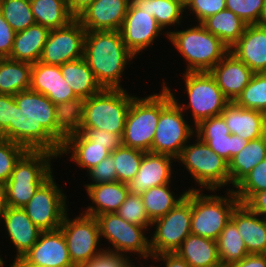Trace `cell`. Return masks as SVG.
<instances>
[{"mask_svg":"<svg viewBox=\"0 0 266 267\" xmlns=\"http://www.w3.org/2000/svg\"><path fill=\"white\" fill-rule=\"evenodd\" d=\"M55 104L31 89L13 96V115L0 138L20 144L27 150H44L60 154L56 141Z\"/></svg>","mask_w":266,"mask_h":267,"instance_id":"cell-1","label":"cell"},{"mask_svg":"<svg viewBox=\"0 0 266 267\" xmlns=\"http://www.w3.org/2000/svg\"><path fill=\"white\" fill-rule=\"evenodd\" d=\"M83 58L97 82L107 89H126L122 85L125 72L138 60L124 44L120 31H86Z\"/></svg>","mask_w":266,"mask_h":267,"instance_id":"cell-2","label":"cell"},{"mask_svg":"<svg viewBox=\"0 0 266 267\" xmlns=\"http://www.w3.org/2000/svg\"><path fill=\"white\" fill-rule=\"evenodd\" d=\"M187 23L181 24L178 27L181 29L177 28L168 35V45L171 43L172 49L178 52L177 56L182 58L183 72H209L230 48L201 23Z\"/></svg>","mask_w":266,"mask_h":267,"instance_id":"cell-3","label":"cell"},{"mask_svg":"<svg viewBox=\"0 0 266 267\" xmlns=\"http://www.w3.org/2000/svg\"><path fill=\"white\" fill-rule=\"evenodd\" d=\"M180 75V80L183 81V86H180L184 90L180 98L186 96L188 101L186 98L181 100L176 95L177 91H173L171 83L166 82L168 79H162L159 84L169 91L172 99L195 126L202 120L222 114L230 101L224 96L210 72H182Z\"/></svg>","mask_w":266,"mask_h":267,"instance_id":"cell-4","label":"cell"},{"mask_svg":"<svg viewBox=\"0 0 266 267\" xmlns=\"http://www.w3.org/2000/svg\"><path fill=\"white\" fill-rule=\"evenodd\" d=\"M192 139L183 147L176 159L179 166L175 167L176 171H181L178 177H182L181 174L185 172L184 175L190 176L189 180L195 184L187 190H230L229 162L216 154L198 136L195 135ZM180 166L186 170L179 169Z\"/></svg>","mask_w":266,"mask_h":267,"instance_id":"cell-5","label":"cell"},{"mask_svg":"<svg viewBox=\"0 0 266 267\" xmlns=\"http://www.w3.org/2000/svg\"><path fill=\"white\" fill-rule=\"evenodd\" d=\"M57 159L58 157L49 151L27 150L17 161L9 180L4 184L7 207L23 208L39 186L55 172L53 165Z\"/></svg>","mask_w":266,"mask_h":267,"instance_id":"cell-6","label":"cell"},{"mask_svg":"<svg viewBox=\"0 0 266 267\" xmlns=\"http://www.w3.org/2000/svg\"><path fill=\"white\" fill-rule=\"evenodd\" d=\"M161 87L159 93L137 95L131 101L122 135L124 146L151 152L160 112L173 100L169 91Z\"/></svg>","mask_w":266,"mask_h":267,"instance_id":"cell-7","label":"cell"},{"mask_svg":"<svg viewBox=\"0 0 266 267\" xmlns=\"http://www.w3.org/2000/svg\"><path fill=\"white\" fill-rule=\"evenodd\" d=\"M224 191L207 190L206 193V190H191L192 234L217 241L240 203L233 190Z\"/></svg>","mask_w":266,"mask_h":267,"instance_id":"cell-8","label":"cell"},{"mask_svg":"<svg viewBox=\"0 0 266 267\" xmlns=\"http://www.w3.org/2000/svg\"><path fill=\"white\" fill-rule=\"evenodd\" d=\"M96 219L99 224L101 242H106L103 243L105 251L123 255L130 260L151 259L148 228L129 223L117 213L101 214L96 216Z\"/></svg>","mask_w":266,"mask_h":267,"instance_id":"cell-9","label":"cell"},{"mask_svg":"<svg viewBox=\"0 0 266 267\" xmlns=\"http://www.w3.org/2000/svg\"><path fill=\"white\" fill-rule=\"evenodd\" d=\"M128 91L103 88L87 98L80 128H97L123 135L131 101L138 95Z\"/></svg>","mask_w":266,"mask_h":267,"instance_id":"cell-10","label":"cell"},{"mask_svg":"<svg viewBox=\"0 0 266 267\" xmlns=\"http://www.w3.org/2000/svg\"><path fill=\"white\" fill-rule=\"evenodd\" d=\"M72 211L65 214L59 229L65 237L73 265L83 267L105 250L96 217L78 211L79 215L71 218Z\"/></svg>","mask_w":266,"mask_h":267,"instance_id":"cell-11","label":"cell"},{"mask_svg":"<svg viewBox=\"0 0 266 267\" xmlns=\"http://www.w3.org/2000/svg\"><path fill=\"white\" fill-rule=\"evenodd\" d=\"M53 172L23 207L27 216L42 231L59 229L65 214L71 209L67 191L55 180Z\"/></svg>","mask_w":266,"mask_h":267,"instance_id":"cell-12","label":"cell"},{"mask_svg":"<svg viewBox=\"0 0 266 267\" xmlns=\"http://www.w3.org/2000/svg\"><path fill=\"white\" fill-rule=\"evenodd\" d=\"M191 234V190L165 216L152 222L150 230L151 254L176 252Z\"/></svg>","mask_w":266,"mask_h":267,"instance_id":"cell-13","label":"cell"},{"mask_svg":"<svg viewBox=\"0 0 266 267\" xmlns=\"http://www.w3.org/2000/svg\"><path fill=\"white\" fill-rule=\"evenodd\" d=\"M195 136V125L172 100L161 112L151 152L177 159L183 147Z\"/></svg>","mask_w":266,"mask_h":267,"instance_id":"cell-14","label":"cell"},{"mask_svg":"<svg viewBox=\"0 0 266 267\" xmlns=\"http://www.w3.org/2000/svg\"><path fill=\"white\" fill-rule=\"evenodd\" d=\"M119 31L126 47L137 58L148 50L153 51L150 47L155 48L154 45L159 39L161 40L165 37L168 40V33L161 28L155 17L138 9L132 2Z\"/></svg>","mask_w":266,"mask_h":267,"instance_id":"cell-15","label":"cell"},{"mask_svg":"<svg viewBox=\"0 0 266 267\" xmlns=\"http://www.w3.org/2000/svg\"><path fill=\"white\" fill-rule=\"evenodd\" d=\"M85 35V28L76 18L65 27L51 29L39 61L60 66L82 58Z\"/></svg>","mask_w":266,"mask_h":267,"instance_id":"cell-16","label":"cell"},{"mask_svg":"<svg viewBox=\"0 0 266 267\" xmlns=\"http://www.w3.org/2000/svg\"><path fill=\"white\" fill-rule=\"evenodd\" d=\"M19 267H75L60 229L42 231L38 241L18 262Z\"/></svg>","mask_w":266,"mask_h":267,"instance_id":"cell-17","label":"cell"},{"mask_svg":"<svg viewBox=\"0 0 266 267\" xmlns=\"http://www.w3.org/2000/svg\"><path fill=\"white\" fill-rule=\"evenodd\" d=\"M175 164L174 157L145 152L138 173L127 184L129 193L141 195L152 187L175 183L176 174L180 173L175 171Z\"/></svg>","mask_w":266,"mask_h":267,"instance_id":"cell-18","label":"cell"},{"mask_svg":"<svg viewBox=\"0 0 266 267\" xmlns=\"http://www.w3.org/2000/svg\"><path fill=\"white\" fill-rule=\"evenodd\" d=\"M1 226L6 233V239L10 241L7 242L11 244L9 247L12 246L16 253V255H11L13 257L9 261L17 263L38 241L42 232L27 216L23 208L7 207Z\"/></svg>","mask_w":266,"mask_h":267,"instance_id":"cell-19","label":"cell"},{"mask_svg":"<svg viewBox=\"0 0 266 267\" xmlns=\"http://www.w3.org/2000/svg\"><path fill=\"white\" fill-rule=\"evenodd\" d=\"M131 0H95L76 19L86 31H119Z\"/></svg>","mask_w":266,"mask_h":267,"instance_id":"cell-20","label":"cell"},{"mask_svg":"<svg viewBox=\"0 0 266 267\" xmlns=\"http://www.w3.org/2000/svg\"><path fill=\"white\" fill-rule=\"evenodd\" d=\"M195 135L228 162L249 143L231 134L221 115L202 120L195 126Z\"/></svg>","mask_w":266,"mask_h":267,"instance_id":"cell-21","label":"cell"},{"mask_svg":"<svg viewBox=\"0 0 266 267\" xmlns=\"http://www.w3.org/2000/svg\"><path fill=\"white\" fill-rule=\"evenodd\" d=\"M209 72L230 102L237 99L254 74L230 51Z\"/></svg>","mask_w":266,"mask_h":267,"instance_id":"cell-22","label":"cell"},{"mask_svg":"<svg viewBox=\"0 0 266 267\" xmlns=\"http://www.w3.org/2000/svg\"><path fill=\"white\" fill-rule=\"evenodd\" d=\"M29 89L47 96L55 105L78 98L62 77L60 66L40 61L32 64Z\"/></svg>","mask_w":266,"mask_h":267,"instance_id":"cell-23","label":"cell"},{"mask_svg":"<svg viewBox=\"0 0 266 267\" xmlns=\"http://www.w3.org/2000/svg\"><path fill=\"white\" fill-rule=\"evenodd\" d=\"M90 205H81V212L96 217L101 214L116 213L129 195L128 186L119 181L83 185ZM92 202V203H91Z\"/></svg>","mask_w":266,"mask_h":267,"instance_id":"cell-24","label":"cell"},{"mask_svg":"<svg viewBox=\"0 0 266 267\" xmlns=\"http://www.w3.org/2000/svg\"><path fill=\"white\" fill-rule=\"evenodd\" d=\"M254 73H266V27L247 25L243 35L230 48Z\"/></svg>","mask_w":266,"mask_h":267,"instance_id":"cell-25","label":"cell"},{"mask_svg":"<svg viewBox=\"0 0 266 267\" xmlns=\"http://www.w3.org/2000/svg\"><path fill=\"white\" fill-rule=\"evenodd\" d=\"M111 154L105 146L89 140L82 132H77L67 137L61 145L59 162L62 158L68 159L69 164H74L79 170L88 171L95 167L100 161ZM70 156V157H69ZM72 161V162H71Z\"/></svg>","mask_w":266,"mask_h":267,"instance_id":"cell-26","label":"cell"},{"mask_svg":"<svg viewBox=\"0 0 266 267\" xmlns=\"http://www.w3.org/2000/svg\"><path fill=\"white\" fill-rule=\"evenodd\" d=\"M230 220L237 226L248 254H266V218L239 203Z\"/></svg>","mask_w":266,"mask_h":267,"instance_id":"cell-27","label":"cell"},{"mask_svg":"<svg viewBox=\"0 0 266 267\" xmlns=\"http://www.w3.org/2000/svg\"><path fill=\"white\" fill-rule=\"evenodd\" d=\"M221 116L233 135L249 141L265 135L262 111L242 108L235 102H229Z\"/></svg>","mask_w":266,"mask_h":267,"instance_id":"cell-28","label":"cell"},{"mask_svg":"<svg viewBox=\"0 0 266 267\" xmlns=\"http://www.w3.org/2000/svg\"><path fill=\"white\" fill-rule=\"evenodd\" d=\"M49 32V28L37 23L17 32L9 59L31 64L38 62Z\"/></svg>","mask_w":266,"mask_h":267,"instance_id":"cell-29","label":"cell"},{"mask_svg":"<svg viewBox=\"0 0 266 267\" xmlns=\"http://www.w3.org/2000/svg\"><path fill=\"white\" fill-rule=\"evenodd\" d=\"M175 184L168 183L152 187L141 194L143 205L151 222L165 216L185 197L188 186H184L185 188L183 187L178 191V187H174L176 186Z\"/></svg>","mask_w":266,"mask_h":267,"instance_id":"cell-30","label":"cell"},{"mask_svg":"<svg viewBox=\"0 0 266 267\" xmlns=\"http://www.w3.org/2000/svg\"><path fill=\"white\" fill-rule=\"evenodd\" d=\"M176 253L191 267H212L220 263L217 241L189 234Z\"/></svg>","mask_w":266,"mask_h":267,"instance_id":"cell-31","label":"cell"},{"mask_svg":"<svg viewBox=\"0 0 266 267\" xmlns=\"http://www.w3.org/2000/svg\"><path fill=\"white\" fill-rule=\"evenodd\" d=\"M131 2L138 9L155 17L157 23L168 35L187 22L185 9L177 0H131Z\"/></svg>","mask_w":266,"mask_h":267,"instance_id":"cell-32","label":"cell"},{"mask_svg":"<svg viewBox=\"0 0 266 267\" xmlns=\"http://www.w3.org/2000/svg\"><path fill=\"white\" fill-rule=\"evenodd\" d=\"M60 70L78 98L87 99L103 89L83 57L60 65Z\"/></svg>","mask_w":266,"mask_h":267,"instance_id":"cell-33","label":"cell"},{"mask_svg":"<svg viewBox=\"0 0 266 267\" xmlns=\"http://www.w3.org/2000/svg\"><path fill=\"white\" fill-rule=\"evenodd\" d=\"M266 159V135L249 143L229 161L230 190Z\"/></svg>","mask_w":266,"mask_h":267,"instance_id":"cell-34","label":"cell"},{"mask_svg":"<svg viewBox=\"0 0 266 267\" xmlns=\"http://www.w3.org/2000/svg\"><path fill=\"white\" fill-rule=\"evenodd\" d=\"M86 99L76 98L55 105L56 141L62 145L65 139L80 131Z\"/></svg>","mask_w":266,"mask_h":267,"instance_id":"cell-35","label":"cell"},{"mask_svg":"<svg viewBox=\"0 0 266 267\" xmlns=\"http://www.w3.org/2000/svg\"><path fill=\"white\" fill-rule=\"evenodd\" d=\"M207 31L231 48L243 35L247 24L230 10H222L201 23Z\"/></svg>","mask_w":266,"mask_h":267,"instance_id":"cell-36","label":"cell"},{"mask_svg":"<svg viewBox=\"0 0 266 267\" xmlns=\"http://www.w3.org/2000/svg\"><path fill=\"white\" fill-rule=\"evenodd\" d=\"M32 64L9 58L0 60V94L16 95L30 88Z\"/></svg>","mask_w":266,"mask_h":267,"instance_id":"cell-37","label":"cell"},{"mask_svg":"<svg viewBox=\"0 0 266 267\" xmlns=\"http://www.w3.org/2000/svg\"><path fill=\"white\" fill-rule=\"evenodd\" d=\"M30 4L35 22L50 30L65 27L75 19L66 0H30Z\"/></svg>","mask_w":266,"mask_h":267,"instance_id":"cell-38","label":"cell"},{"mask_svg":"<svg viewBox=\"0 0 266 267\" xmlns=\"http://www.w3.org/2000/svg\"><path fill=\"white\" fill-rule=\"evenodd\" d=\"M219 260L231 264L242 260L248 255L246 246L237 226L230 220L217 239Z\"/></svg>","mask_w":266,"mask_h":267,"instance_id":"cell-39","label":"cell"},{"mask_svg":"<svg viewBox=\"0 0 266 267\" xmlns=\"http://www.w3.org/2000/svg\"><path fill=\"white\" fill-rule=\"evenodd\" d=\"M0 12L16 33L36 23L30 0H0Z\"/></svg>","mask_w":266,"mask_h":267,"instance_id":"cell-40","label":"cell"},{"mask_svg":"<svg viewBox=\"0 0 266 267\" xmlns=\"http://www.w3.org/2000/svg\"><path fill=\"white\" fill-rule=\"evenodd\" d=\"M144 151L122 145L111 155L117 173V181L128 184L138 173Z\"/></svg>","mask_w":266,"mask_h":267,"instance_id":"cell-41","label":"cell"},{"mask_svg":"<svg viewBox=\"0 0 266 267\" xmlns=\"http://www.w3.org/2000/svg\"><path fill=\"white\" fill-rule=\"evenodd\" d=\"M234 102L242 108L266 110V73H254Z\"/></svg>","mask_w":266,"mask_h":267,"instance_id":"cell-42","label":"cell"},{"mask_svg":"<svg viewBox=\"0 0 266 267\" xmlns=\"http://www.w3.org/2000/svg\"><path fill=\"white\" fill-rule=\"evenodd\" d=\"M266 190V159L258 163L233 191L239 202L244 204L254 193Z\"/></svg>","mask_w":266,"mask_h":267,"instance_id":"cell-43","label":"cell"},{"mask_svg":"<svg viewBox=\"0 0 266 267\" xmlns=\"http://www.w3.org/2000/svg\"><path fill=\"white\" fill-rule=\"evenodd\" d=\"M27 151L25 147L8 139L0 138V183L5 184L14 170L15 164Z\"/></svg>","mask_w":266,"mask_h":267,"instance_id":"cell-44","label":"cell"},{"mask_svg":"<svg viewBox=\"0 0 266 267\" xmlns=\"http://www.w3.org/2000/svg\"><path fill=\"white\" fill-rule=\"evenodd\" d=\"M116 213L129 223L151 229L152 222L147 216L141 195L129 193Z\"/></svg>","mask_w":266,"mask_h":267,"instance_id":"cell-45","label":"cell"},{"mask_svg":"<svg viewBox=\"0 0 266 267\" xmlns=\"http://www.w3.org/2000/svg\"><path fill=\"white\" fill-rule=\"evenodd\" d=\"M265 0H226V9L235 13L247 25L258 24Z\"/></svg>","mask_w":266,"mask_h":267,"instance_id":"cell-46","label":"cell"},{"mask_svg":"<svg viewBox=\"0 0 266 267\" xmlns=\"http://www.w3.org/2000/svg\"><path fill=\"white\" fill-rule=\"evenodd\" d=\"M225 9L226 0H194L185 10L186 20L189 19V22L202 23L209 16ZM189 16L190 18H188Z\"/></svg>","mask_w":266,"mask_h":267,"instance_id":"cell-47","label":"cell"},{"mask_svg":"<svg viewBox=\"0 0 266 267\" xmlns=\"http://www.w3.org/2000/svg\"><path fill=\"white\" fill-rule=\"evenodd\" d=\"M87 173V174H86ZM85 173L87 183L83 185H96L99 183H107L117 181V173L114 165L113 156L110 154L107 158L100 161L95 167ZM90 182H89V181Z\"/></svg>","mask_w":266,"mask_h":267,"instance_id":"cell-48","label":"cell"},{"mask_svg":"<svg viewBox=\"0 0 266 267\" xmlns=\"http://www.w3.org/2000/svg\"><path fill=\"white\" fill-rule=\"evenodd\" d=\"M79 132H82L94 143L105 146L111 153L123 145L122 135L107 132L106 130L104 131L97 128H80Z\"/></svg>","mask_w":266,"mask_h":267,"instance_id":"cell-49","label":"cell"},{"mask_svg":"<svg viewBox=\"0 0 266 267\" xmlns=\"http://www.w3.org/2000/svg\"><path fill=\"white\" fill-rule=\"evenodd\" d=\"M16 32L0 12V57L9 58Z\"/></svg>","mask_w":266,"mask_h":267,"instance_id":"cell-50","label":"cell"},{"mask_svg":"<svg viewBox=\"0 0 266 267\" xmlns=\"http://www.w3.org/2000/svg\"><path fill=\"white\" fill-rule=\"evenodd\" d=\"M128 260L123 255L104 251L83 267H123Z\"/></svg>","mask_w":266,"mask_h":267,"instance_id":"cell-51","label":"cell"},{"mask_svg":"<svg viewBox=\"0 0 266 267\" xmlns=\"http://www.w3.org/2000/svg\"><path fill=\"white\" fill-rule=\"evenodd\" d=\"M148 263H151L152 267H191L176 252L153 255Z\"/></svg>","mask_w":266,"mask_h":267,"instance_id":"cell-52","label":"cell"},{"mask_svg":"<svg viewBox=\"0 0 266 267\" xmlns=\"http://www.w3.org/2000/svg\"><path fill=\"white\" fill-rule=\"evenodd\" d=\"M13 115V95L0 94V135L8 128Z\"/></svg>","mask_w":266,"mask_h":267,"instance_id":"cell-53","label":"cell"},{"mask_svg":"<svg viewBox=\"0 0 266 267\" xmlns=\"http://www.w3.org/2000/svg\"><path fill=\"white\" fill-rule=\"evenodd\" d=\"M244 204L252 212L266 218V190L254 193Z\"/></svg>","mask_w":266,"mask_h":267,"instance_id":"cell-54","label":"cell"},{"mask_svg":"<svg viewBox=\"0 0 266 267\" xmlns=\"http://www.w3.org/2000/svg\"><path fill=\"white\" fill-rule=\"evenodd\" d=\"M231 267H266V254H248L242 260L231 263Z\"/></svg>","mask_w":266,"mask_h":267,"instance_id":"cell-55","label":"cell"},{"mask_svg":"<svg viewBox=\"0 0 266 267\" xmlns=\"http://www.w3.org/2000/svg\"><path fill=\"white\" fill-rule=\"evenodd\" d=\"M95 0H66L70 13L76 18Z\"/></svg>","mask_w":266,"mask_h":267,"instance_id":"cell-56","label":"cell"},{"mask_svg":"<svg viewBox=\"0 0 266 267\" xmlns=\"http://www.w3.org/2000/svg\"><path fill=\"white\" fill-rule=\"evenodd\" d=\"M7 209V203H6V190L5 186L0 183V231H3L1 224L3 221V215Z\"/></svg>","mask_w":266,"mask_h":267,"instance_id":"cell-57","label":"cell"},{"mask_svg":"<svg viewBox=\"0 0 266 267\" xmlns=\"http://www.w3.org/2000/svg\"><path fill=\"white\" fill-rule=\"evenodd\" d=\"M134 261V262H133ZM149 260H128L123 267H152V264H148ZM146 263V264H145ZM148 264V265H147Z\"/></svg>","mask_w":266,"mask_h":267,"instance_id":"cell-58","label":"cell"},{"mask_svg":"<svg viewBox=\"0 0 266 267\" xmlns=\"http://www.w3.org/2000/svg\"><path fill=\"white\" fill-rule=\"evenodd\" d=\"M258 25L266 27V0L264 1L263 4Z\"/></svg>","mask_w":266,"mask_h":267,"instance_id":"cell-59","label":"cell"},{"mask_svg":"<svg viewBox=\"0 0 266 267\" xmlns=\"http://www.w3.org/2000/svg\"><path fill=\"white\" fill-rule=\"evenodd\" d=\"M180 5L186 10L194 0H177Z\"/></svg>","mask_w":266,"mask_h":267,"instance_id":"cell-60","label":"cell"},{"mask_svg":"<svg viewBox=\"0 0 266 267\" xmlns=\"http://www.w3.org/2000/svg\"><path fill=\"white\" fill-rule=\"evenodd\" d=\"M19 267L17 262H12L10 265H6V262L4 264H2L0 267Z\"/></svg>","mask_w":266,"mask_h":267,"instance_id":"cell-61","label":"cell"},{"mask_svg":"<svg viewBox=\"0 0 266 267\" xmlns=\"http://www.w3.org/2000/svg\"><path fill=\"white\" fill-rule=\"evenodd\" d=\"M264 132L266 135V110L263 111Z\"/></svg>","mask_w":266,"mask_h":267,"instance_id":"cell-62","label":"cell"},{"mask_svg":"<svg viewBox=\"0 0 266 267\" xmlns=\"http://www.w3.org/2000/svg\"><path fill=\"white\" fill-rule=\"evenodd\" d=\"M212 267H231V264H227V263H219V264H217V265H215V266H212Z\"/></svg>","mask_w":266,"mask_h":267,"instance_id":"cell-63","label":"cell"},{"mask_svg":"<svg viewBox=\"0 0 266 267\" xmlns=\"http://www.w3.org/2000/svg\"><path fill=\"white\" fill-rule=\"evenodd\" d=\"M6 261H7V260L4 259V255H3V257H2L1 249H0V266H1L2 264H4Z\"/></svg>","mask_w":266,"mask_h":267,"instance_id":"cell-64","label":"cell"}]
</instances>
